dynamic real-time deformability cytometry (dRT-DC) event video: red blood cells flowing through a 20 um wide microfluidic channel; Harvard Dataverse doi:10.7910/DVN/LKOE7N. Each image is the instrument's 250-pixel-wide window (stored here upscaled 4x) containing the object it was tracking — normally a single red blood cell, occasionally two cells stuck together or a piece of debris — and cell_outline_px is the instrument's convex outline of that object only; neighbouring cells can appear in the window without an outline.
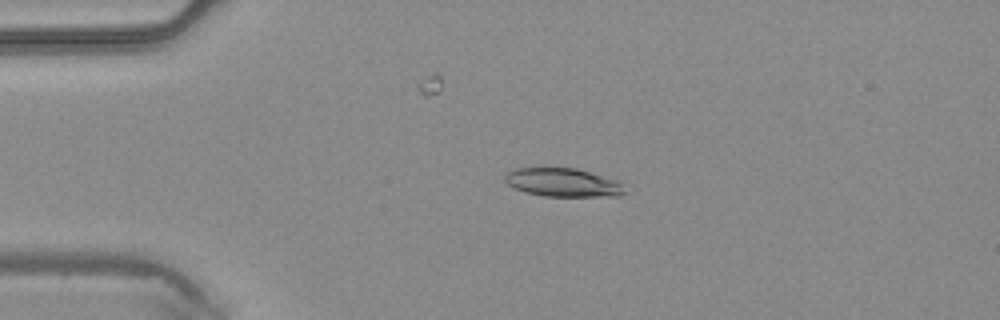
{"species": "common noctule bat (a hibernating species)", "species_latin": "Nyctalus noctula", "temperature_condition": "warm", "stored_images_in_passage": 5, "camera_frame_rate_fps": 3000, "um_per_image_px": 0.085, "animal": {"sex": "male", "body_mass_g": 20.4}, "frame": {"image": 1, "passage_image": 3, "time_ms": 0.667, "image_size_px": [1000, 320], "cell_outline_px": [[624, 192], [620, 196], [544, 196], [524, 192], [508, 184], [504, 180], [504, 176], [508, 172], [516, 168], [576, 168], [620, 180]], "centroid_in_image_um": [47.87, 15.51], "position_along_channel_um": 37.1, "area_um2": 19.88}}
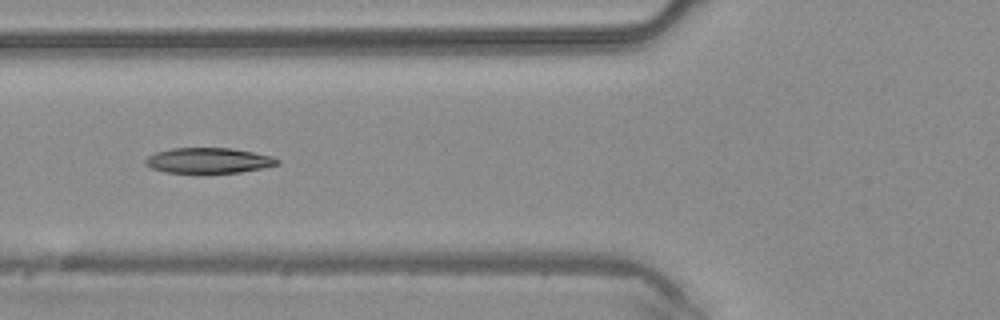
{"frame": {"image": 2, "passage_image": 5, "time_ms": 1.333, "image_size_px": [1000, 320], "cell_outline_px": [[280, 164], [264, 168], [240, 172], [208, 176], [200, 176], [164, 172], [152, 168], [144, 164], [144, 160], [148, 156], [156, 152], [172, 148], [232, 148], [272, 156], [280, 160]], "centroid_in_image_um": [17.71, 13.7], "position_along_channel_um": 108.1, "area_um2": 20.63}}